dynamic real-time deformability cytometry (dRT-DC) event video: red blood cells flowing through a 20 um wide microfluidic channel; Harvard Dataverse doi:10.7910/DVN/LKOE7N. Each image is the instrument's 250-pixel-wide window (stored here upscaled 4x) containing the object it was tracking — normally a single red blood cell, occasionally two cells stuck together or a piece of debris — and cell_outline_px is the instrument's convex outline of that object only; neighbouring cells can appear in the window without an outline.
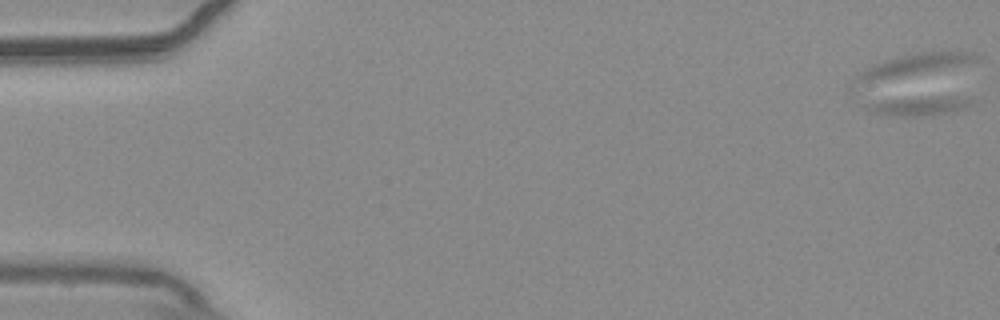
{"species": "common noctule bat (a hibernating species)", "species_latin": "Nyctalus noctula", "temperature_condition": "warm", "stored_images_in_passage": 9, "camera_frame_rate_fps": 3000, "um_per_image_px": 0.085, "animal": {"sex": "male", "body_mass_g": 20.4}, "frame": {"image": 1, "passage_image": 1, "time_ms": 0.0, "image_size_px": [1000, 320], "cell_outline_px": [[972, 104], [964, 108], [952, 112], [932, 116], [892, 116], [868, 112], [864, 108], [864, 104], [884, 100], [940, 96], [964, 96], [972, 100]], "centroid_in_image_um": [78.11, 9.02], "position_along_channel_um": 6.9, "area_um2": 11.91}}